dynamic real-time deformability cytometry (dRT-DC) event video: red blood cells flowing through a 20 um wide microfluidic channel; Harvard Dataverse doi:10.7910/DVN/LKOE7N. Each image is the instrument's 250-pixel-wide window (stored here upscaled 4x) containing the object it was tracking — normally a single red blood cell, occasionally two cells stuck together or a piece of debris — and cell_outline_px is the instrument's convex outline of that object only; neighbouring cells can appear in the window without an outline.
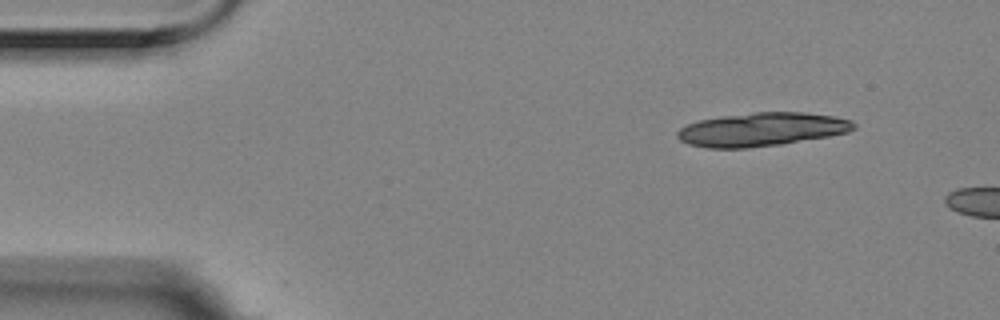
{"species": "Egyptian fruit bat (a non-hibernating species)", "species_latin": "Rousettus aegyptiacus", "temperature_condition": "room temperature", "stored_images_in_passage": 3, "camera_frame_rate_fps": 3000, "um_per_image_px": 0.085, "animal": {"sex": "female"}, "frame": {"image": 1, "passage_image": 3, "time_ms": 0.667, "image_size_px": [1000, 320], "cell_outline_px": [[856, 128], [848, 132], [828, 136], [780, 144], [748, 148], [708, 148], [688, 144], [680, 140], [676, 136], [676, 132], [680, 128], [688, 124], [700, 120], [720, 116], [756, 112], [804, 112], [836, 116], [852, 120], [856, 124]], "centroid_in_image_um": [64.75, 10.99], "position_along_channel_um": 20.2, "area_um2": 34.56}}